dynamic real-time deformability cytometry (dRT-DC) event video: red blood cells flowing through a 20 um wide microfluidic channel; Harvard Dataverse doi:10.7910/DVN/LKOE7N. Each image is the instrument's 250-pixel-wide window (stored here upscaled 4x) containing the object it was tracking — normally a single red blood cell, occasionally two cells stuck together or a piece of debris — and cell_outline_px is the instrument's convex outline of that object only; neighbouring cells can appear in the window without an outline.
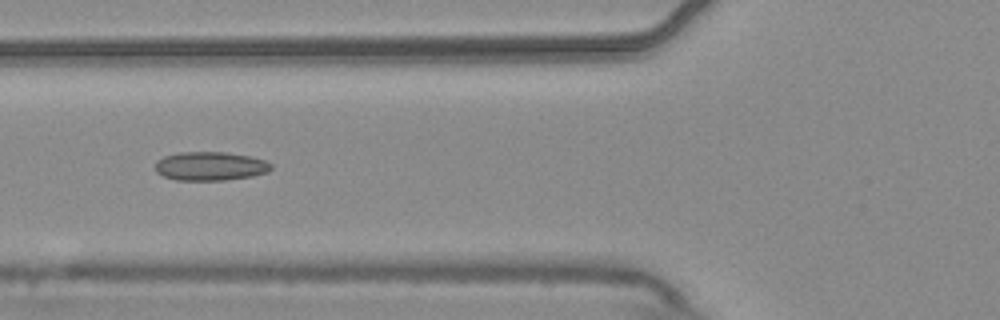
{"species": "common noctule bat (a hibernating species)", "species_latin": "Nyctalus noctula", "temperature_condition": "warm", "stored_images_in_passage": 7, "camera_frame_rate_fps": 3000, "um_per_image_px": 0.085, "animal": {"sex": "male", "body_mass_g": 20.4}, "frame": {"image": 1, "passage_image": 6, "time_ms": 1.667, "image_size_px": [1000, 320], "cell_outline_px": [[272, 168], [268, 172], [252, 176], [224, 180], [176, 180], [164, 176], [156, 172], [156, 160], [164, 156], [180, 152], [224, 152], [248, 156], [264, 160], [272, 164]], "centroid_in_image_um": [17.86, 14.12], "position_along_channel_um": 107.9, "area_um2": 19.36}}
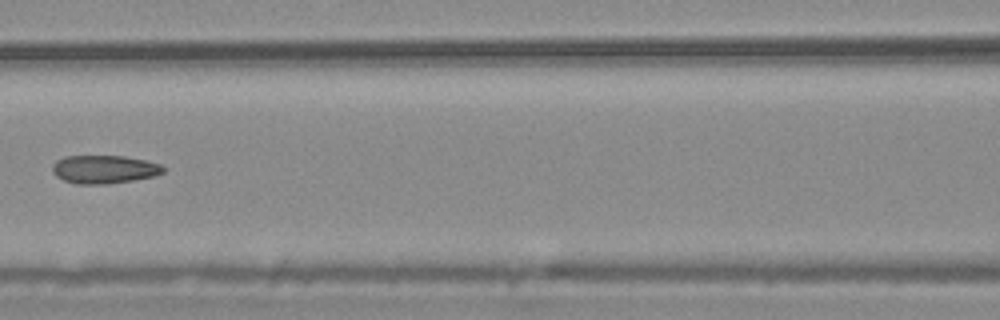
{"frame": {"image": 2, "passage_image": 7, "time_ms": 2.0, "image_size_px": [1000, 320], "cell_outline_px": [[164, 172], [156, 176], [108, 184], [76, 184], [64, 180], [56, 176], [52, 172], [52, 164], [56, 160], [64, 156], [124, 156], [144, 160], [160, 164], [164, 168]], "centroid_in_image_um": [8.83, 14.39], "position_along_channel_um": 157.8, "area_um2": 18.32}}